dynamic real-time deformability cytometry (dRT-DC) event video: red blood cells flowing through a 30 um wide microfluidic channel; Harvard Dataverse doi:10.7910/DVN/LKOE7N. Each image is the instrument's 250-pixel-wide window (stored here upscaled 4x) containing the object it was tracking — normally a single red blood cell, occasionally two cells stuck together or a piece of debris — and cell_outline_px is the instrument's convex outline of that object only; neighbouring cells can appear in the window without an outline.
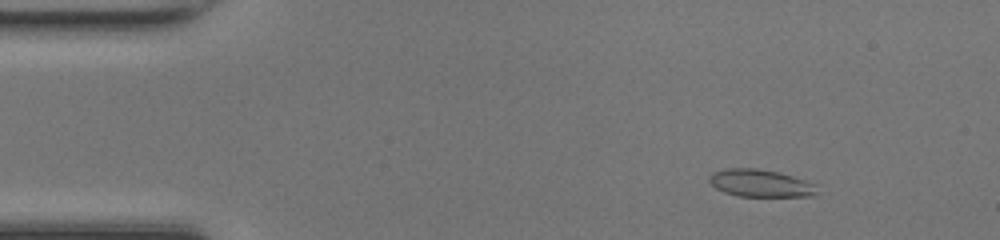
{"species": "common noctule bat (a hibernating species)", "species_latin": "Nyctalus noctula", "temperature_condition": "room temperature", "stored_images_in_passage": 49, "camera_frame_rate_fps": 3000, "um_per_image_px": 0.085, "animal": {"sex": "female", "body_mass_g": 17.0, "forearm_length_mm": 48.0}, "frame": {"image": 1, "passage_image": 6, "time_ms": 1.667, "image_size_px": [1000, 240], "cell_outline_px": [[816, 196], [736, 196], [724, 192], [716, 188], [708, 180], [708, 176], [712, 172], [724, 168], [756, 168], [780, 172], [816, 184]], "centroid_in_image_um": [64.6, 15.56], "position_along_channel_um": 20.4, "area_um2": 17.34}}
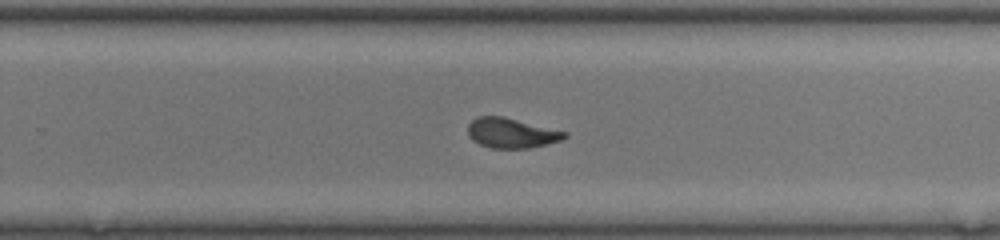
{"frame": {"image": 2, "passage_image": 31, "time_ms": 10.0, "image_size_px": [1000, 240], "cell_outline_px": [[568, 136], [560, 140], [528, 148], [492, 148], [480, 144], [472, 140], [468, 136], [468, 124], [476, 116], [504, 116], [568, 132]], "centroid_in_image_um": [43.44, 11.29], "position_along_channel_um": 286.4, "area_um2": 16.88}}
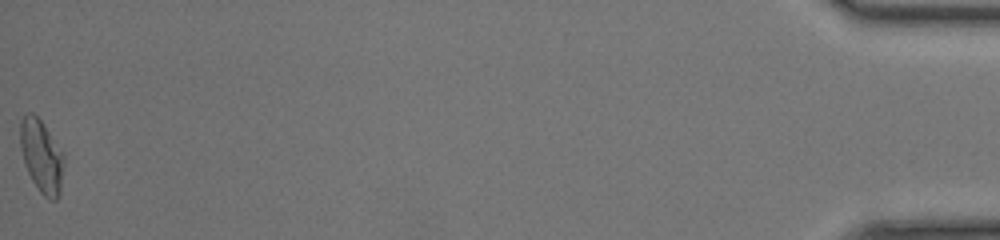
{"frame": {"image": 3, "passage_image": 49, "time_ms": 16.0, "image_size_px": [1000, 240], "cell_outline_px": [[64, 164], [60, 192], [56, 200], [52, 200], [44, 196], [40, 192], [32, 180], [24, 164], [20, 148], [20, 120], [28, 112], [32, 112], [44, 124], [64, 152]], "centroid_in_image_um": [3.54, 13.26], "position_along_channel_um": 431.7, "area_um2": 18.73}, "authors_computed_cell_mechanics": {"area_um2": 17.2822, "velocity_mm_per_s": 4.2332, "shape_relaxation_time_tau1_ms": 5.8349, "shape_relaxation_time_tau2_ms": 1.4403, "deformation_change_tau1": 0.1998, "deformation_change_tau2": 0.0596}}